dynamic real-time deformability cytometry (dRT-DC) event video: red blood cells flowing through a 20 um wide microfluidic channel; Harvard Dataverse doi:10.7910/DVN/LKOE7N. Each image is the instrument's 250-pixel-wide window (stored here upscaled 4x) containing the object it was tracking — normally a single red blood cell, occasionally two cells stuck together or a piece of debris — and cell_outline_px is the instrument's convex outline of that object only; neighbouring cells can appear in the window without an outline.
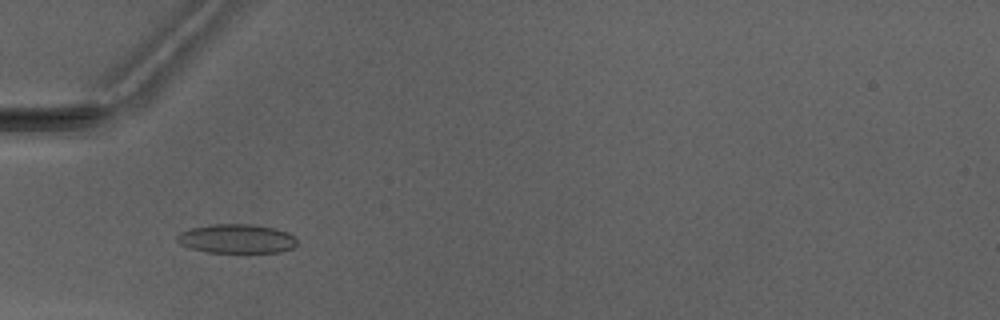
{"species": "Egyptian fruit bat (a non-hibernating species)", "species_latin": "Rousettus aegyptiacus", "temperature_condition": "warm", "stored_images_in_passage": 5, "camera_frame_rate_fps": 3000, "um_per_image_px": 0.085, "animal": {"sex": "male"}, "frame": {"image": 1, "passage_image": 4, "time_ms": 3.667, "image_size_px": [1000, 320], "cell_outline_px": [[296, 244], [292, 248], [280, 252], [204, 252], [188, 248], [180, 244], [176, 240], [176, 236], [180, 232], [188, 228], [216, 224], [256, 224], [276, 228], [288, 232], [296, 240]], "centroid_in_image_um": [20.07, 20.28], "position_along_channel_um": 64.9, "area_um2": 20.52}}
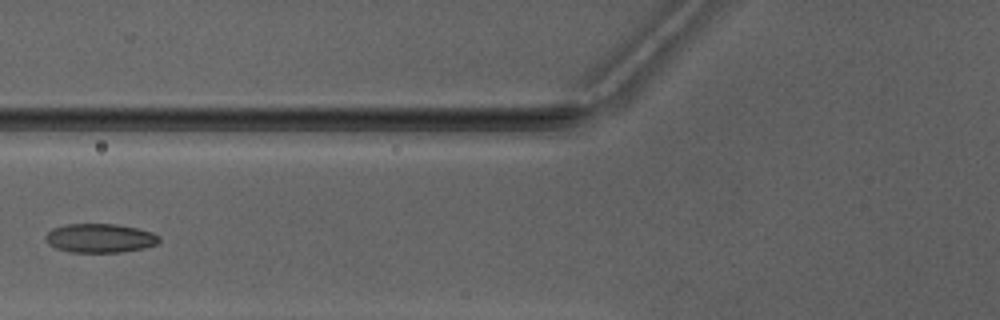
{"frame": {"image": 2, "passage_image": 5, "time_ms": 5.0, "image_size_px": [1000, 320], "cell_outline_px": [[160, 240], [156, 244], [144, 248], [120, 252], [72, 252], [56, 248], [48, 244], [44, 240], [44, 236], [52, 228], [64, 224], [116, 224], [136, 228], [152, 232], [160, 236]], "centroid_in_image_um": [8.47, 20.23], "position_along_channel_um": 117.3, "area_um2": 19.25}}